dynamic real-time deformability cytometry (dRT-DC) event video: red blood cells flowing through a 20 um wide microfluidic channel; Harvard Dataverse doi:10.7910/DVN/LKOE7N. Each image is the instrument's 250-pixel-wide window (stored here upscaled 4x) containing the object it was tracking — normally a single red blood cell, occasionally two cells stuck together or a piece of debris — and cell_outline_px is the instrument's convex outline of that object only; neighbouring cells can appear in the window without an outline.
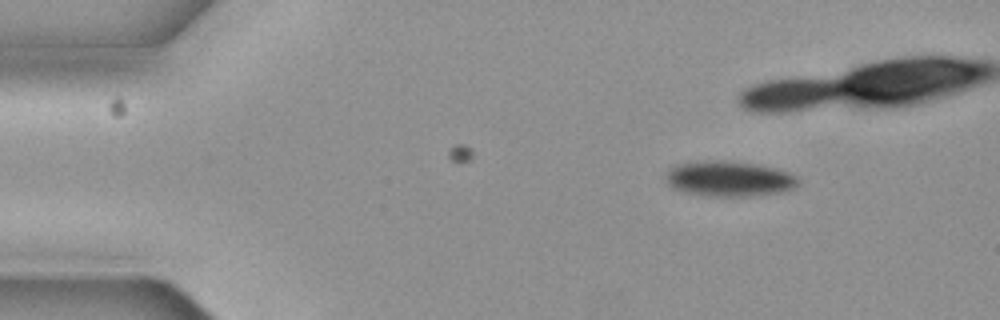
{"species": "common noctule bat (a hibernating species)", "species_latin": "Nyctalus noctula", "temperature_condition": "cold", "stored_images_in_passage": 12, "camera_frame_rate_fps": 3000, "um_per_image_px": 0.085, "animal": {"sex": "female", "body_mass_g": 19.3, "forearm_length_mm": 54.1}, "frame": {"image": 1, "passage_image": 1, "time_ms": 0.0, "image_size_px": [1000, 320], "cell_outline_px": [[800, 180], [792, 188], [780, 192], [752, 196], [704, 196], [684, 192], [672, 188], [668, 184], [668, 168], [676, 164], [696, 160], [728, 160], [756, 164], [788, 172], [796, 176]], "centroid_in_image_um": [61.93, 15.18], "position_along_channel_um": 23.1, "area_um2": 27.4}}